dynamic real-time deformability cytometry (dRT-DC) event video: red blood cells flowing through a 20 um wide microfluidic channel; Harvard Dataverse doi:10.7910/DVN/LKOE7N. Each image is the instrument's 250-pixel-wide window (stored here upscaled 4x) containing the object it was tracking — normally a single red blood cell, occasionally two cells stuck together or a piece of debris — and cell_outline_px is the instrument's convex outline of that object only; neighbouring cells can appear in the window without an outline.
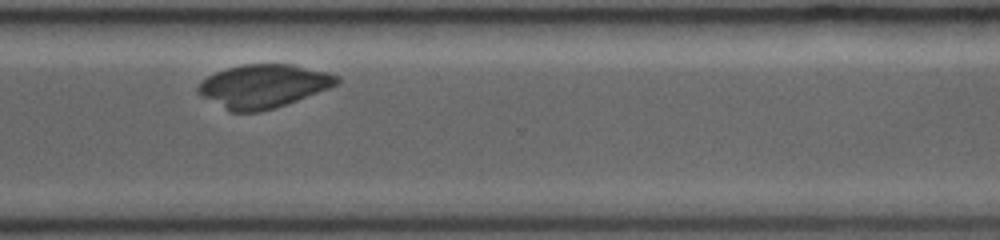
{"species": "common noctule bat (a hibernating species)", "species_latin": "Nyctalus noctula", "temperature_condition": "room temperature", "stored_images_in_passage": 27, "camera_frame_rate_fps": 3000, "um_per_image_px": 0.085, "animal": {"sex": "female", "body_mass_g": 19.0, "forearm_length_mm": 53.3}, "frame": {"image": 1, "passage_image": 23, "time_ms": 7.0, "image_size_px": [1000, 240], "cell_outline_px": [[340, 80], [336, 84], [328, 88], [276, 108], [260, 112], [232, 112], [200, 96], [196, 92], [196, 88], [208, 76], [216, 72], [228, 68], [244, 64], [292, 64], [328, 72], [340, 76]], "centroid_in_image_um": [22.38, 7.32], "position_along_channel_um": 348.2, "area_um2": 34.91}}
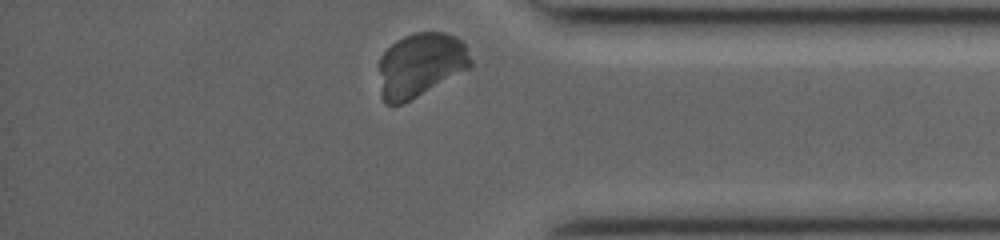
{"frame": {"image": 2, "passage_image": 27, "time_ms": 8.333, "image_size_px": [1000, 240], "cell_outline_px": [[472, 68], [404, 104], [384, 104], [380, 96], [380, 56], [396, 40], [404, 36], [416, 32], [444, 32], [456, 36], [464, 44], [472, 60]], "centroid_in_image_um": [35.76, 5.54], "position_along_channel_um": 399.4, "area_um2": 34.74}}